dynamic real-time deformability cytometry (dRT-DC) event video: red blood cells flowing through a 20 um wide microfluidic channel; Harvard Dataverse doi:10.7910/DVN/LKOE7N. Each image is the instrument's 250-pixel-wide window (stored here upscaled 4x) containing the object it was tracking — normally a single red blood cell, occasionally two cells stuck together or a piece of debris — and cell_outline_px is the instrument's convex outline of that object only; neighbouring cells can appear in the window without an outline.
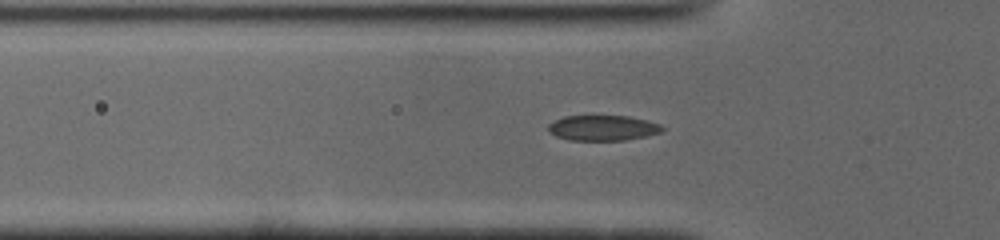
{"species": "common noctule bat (a hibernating species)", "species_latin": "Nyctalus noctula", "temperature_condition": "cold", "stored_images_in_passage": 41, "camera_frame_rate_fps": 3000, "um_per_image_px": 0.085, "animal": {"sex": "male", "body_mass_g": 19.0, "forearm_length_mm": 50.8}, "frame": {"image": 1, "passage_image": 15, "time_ms": 4.667, "image_size_px": [1000, 240], "cell_outline_px": [[664, 128], [660, 132], [644, 136], [624, 140], [568, 140], [556, 136], [548, 132], [548, 124], [564, 116], [628, 116], [660, 124]], "centroid_in_image_um": [51.19, 10.87], "position_along_channel_um": 74.6, "area_um2": 16.65}}
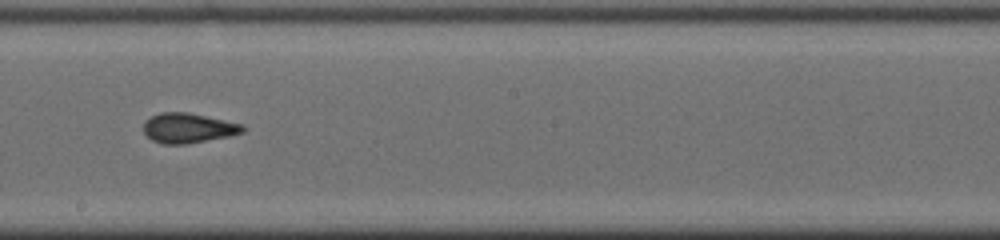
{"frame": {"image": 2, "passage_image": 27, "time_ms": 8.667, "image_size_px": [1000, 240], "cell_outline_px": [[244, 132], [228, 136], [184, 144], [164, 144], [152, 140], [144, 132], [144, 120], [160, 112], [184, 112], [244, 124]], "centroid_in_image_um": [15.97, 10.88], "position_along_channel_um": 232.2, "area_um2": 16.99}}
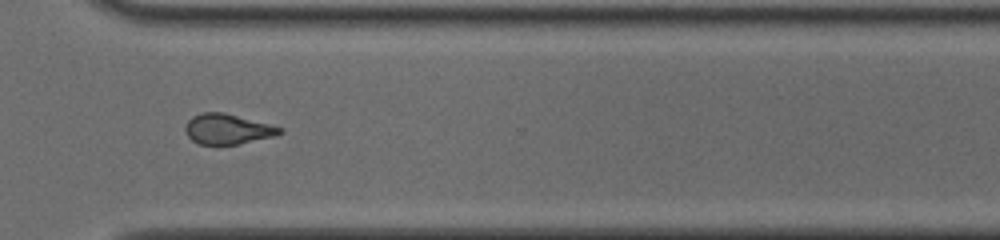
{"frame": {"image": 3, "passage_image": 36, "time_ms": 11.667, "image_size_px": [1000, 240], "cell_outline_px": [[284, 132], [276, 136], [236, 144], [200, 144], [192, 140], [188, 136], [184, 128], [188, 120], [192, 116], [200, 112], [224, 112], [284, 128]], "centroid_in_image_um": [19.35, 10.96], "position_along_channel_um": 351.3, "area_um2": 16.65}}